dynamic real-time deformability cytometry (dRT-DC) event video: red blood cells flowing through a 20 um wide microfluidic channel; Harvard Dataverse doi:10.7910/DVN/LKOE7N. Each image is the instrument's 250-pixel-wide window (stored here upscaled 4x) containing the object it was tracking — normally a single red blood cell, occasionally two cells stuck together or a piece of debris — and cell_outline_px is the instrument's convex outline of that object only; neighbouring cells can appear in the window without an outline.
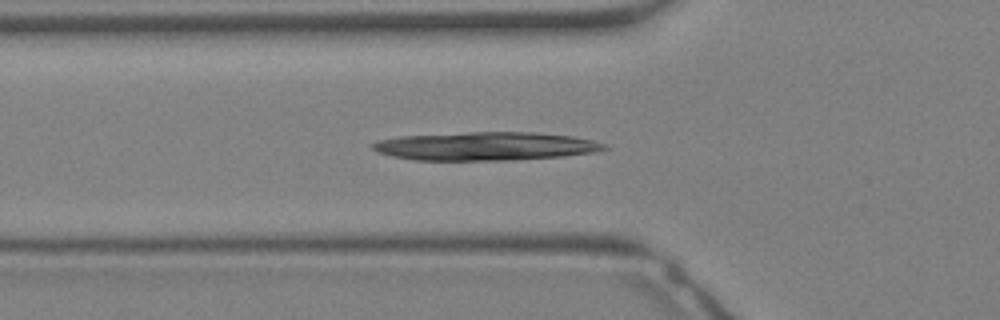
{"species": "Egyptian fruit bat (a non-hibernating species)", "species_latin": "Rousettus aegyptiacus", "temperature_condition": "warm", "stored_images_in_passage": 32, "camera_frame_rate_fps": 3000, "um_per_image_px": 0.085, "animal": {"sex": "female"}, "frame": {"image": 1, "passage_image": 10, "time_ms": 3.0, "image_size_px": [1000, 320], "cell_outline_px": [[608, 148], [596, 152], [560, 156], [516, 160], [416, 160], [392, 156], [380, 152], [372, 148], [372, 144], [376, 140], [400, 136], [468, 132], [532, 132], [572, 136], [592, 140], [604, 144]], "centroid_in_image_um": [41.26, 12.42], "position_along_channel_um": 84.5, "area_um2": 38.21}}
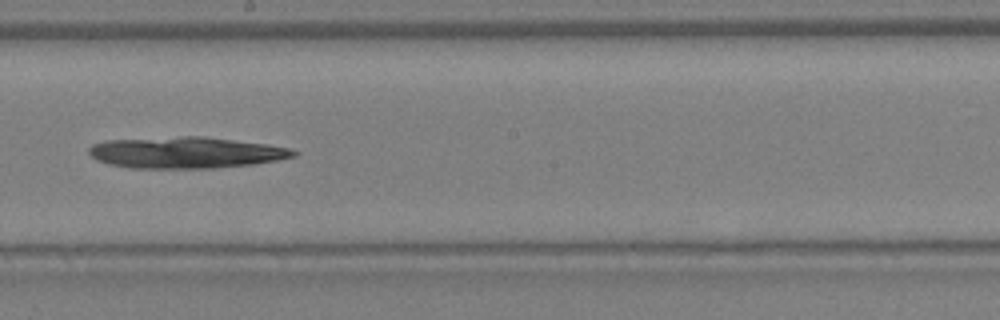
{"frame": {"image": 2, "passage_image": 17, "time_ms": 5.333, "image_size_px": [1000, 320], "cell_outline_px": [[300, 152], [296, 156], [280, 160], [256, 164], [212, 168], [132, 168], [108, 164], [96, 160], [88, 152], [88, 148], [92, 144], [108, 140], [180, 136], [204, 136], [268, 144], [288, 148]], "centroid_in_image_um": [15.83, 12.97], "position_along_channel_um": 232.4, "area_um2": 37.69}}
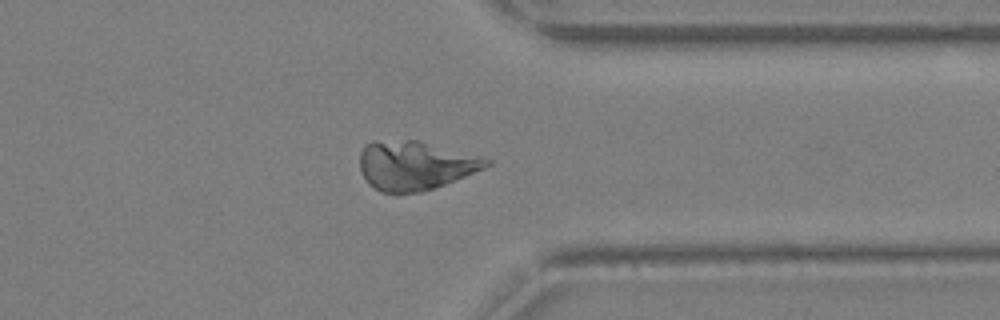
{"frame": {"image": 3, "passage_image": 24, "time_ms": 7.667, "image_size_px": [1000, 320], "cell_outline_px": [[492, 164], [484, 168], [444, 184], [420, 192], [396, 196], [380, 192], [368, 184], [360, 168], [360, 152], [364, 144], [372, 140], [420, 140], [480, 156], [492, 160]], "centroid_in_image_um": [35.24, 14.07], "position_along_channel_um": 376.2, "area_um2": 36.7}}